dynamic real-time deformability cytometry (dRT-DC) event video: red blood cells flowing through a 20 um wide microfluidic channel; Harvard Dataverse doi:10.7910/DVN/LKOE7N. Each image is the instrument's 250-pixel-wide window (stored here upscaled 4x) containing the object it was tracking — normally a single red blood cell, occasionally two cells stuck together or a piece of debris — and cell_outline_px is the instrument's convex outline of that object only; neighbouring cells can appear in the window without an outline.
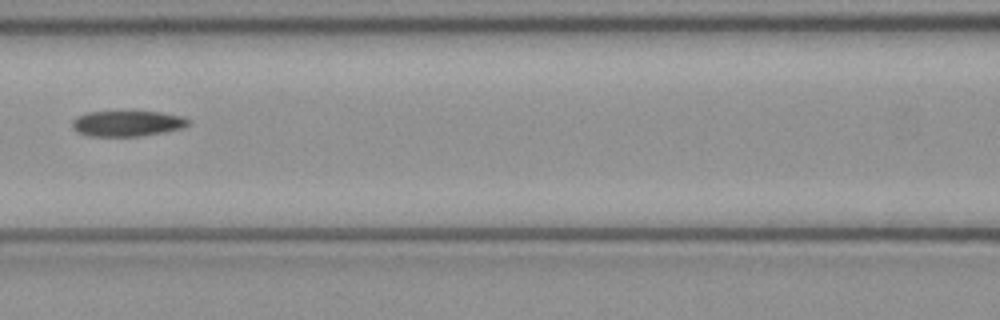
{"species": "common noctule bat (a hibernating species)", "species_latin": "Nyctalus noctula", "temperature_condition": "cold", "stored_images_in_passage": 4, "camera_frame_rate_fps": 3000, "um_per_image_px": 0.085, "animal": {"sex": "female", "body_mass_g": 21.9}, "frame": {"image": 1, "passage_image": 3, "time_ms": 0.667, "image_size_px": [1000, 320], "cell_outline_px": [[192, 124], [184, 128], [140, 136], [88, 136], [76, 132], [72, 128], [72, 120], [76, 116], [88, 112], [160, 112], [184, 116], [192, 120]], "centroid_in_image_um": [10.85, 10.5], "position_along_channel_um": 155.8, "area_um2": 17.57}}
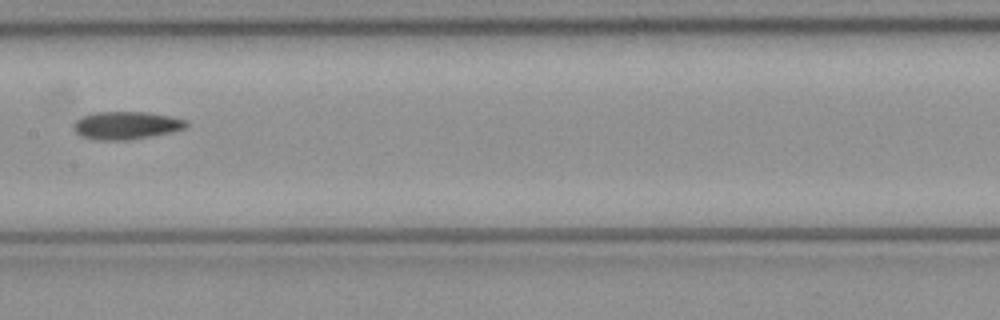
{"frame": {"image": 2, "passage_image": 4, "time_ms": 1.0, "image_size_px": [1000, 320], "cell_outline_px": [[188, 124], [184, 128], [172, 132], [152, 136], [128, 140], [96, 140], [80, 136], [72, 128], [72, 124], [76, 120], [84, 116], [96, 112], [148, 112], [172, 116], [188, 120]], "centroid_in_image_um": [10.73, 10.66], "position_along_channel_um": 196.7, "area_um2": 18.44}}